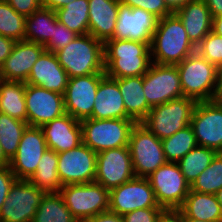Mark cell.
<instances>
[{
  "mask_svg": "<svg viewBox=\"0 0 222 222\" xmlns=\"http://www.w3.org/2000/svg\"><path fill=\"white\" fill-rule=\"evenodd\" d=\"M187 32V36L196 47L212 31V16L203 0H194L175 12Z\"/></svg>",
  "mask_w": 222,
  "mask_h": 222,
  "instance_id": "d4e9b609",
  "label": "cell"
},
{
  "mask_svg": "<svg viewBox=\"0 0 222 222\" xmlns=\"http://www.w3.org/2000/svg\"><path fill=\"white\" fill-rule=\"evenodd\" d=\"M58 21L78 35H86L89 30L88 0H74L56 11Z\"/></svg>",
  "mask_w": 222,
  "mask_h": 222,
  "instance_id": "1f68e13d",
  "label": "cell"
},
{
  "mask_svg": "<svg viewBox=\"0 0 222 222\" xmlns=\"http://www.w3.org/2000/svg\"><path fill=\"white\" fill-rule=\"evenodd\" d=\"M210 10V14L213 17L222 14V0H203Z\"/></svg>",
  "mask_w": 222,
  "mask_h": 222,
  "instance_id": "681fc988",
  "label": "cell"
},
{
  "mask_svg": "<svg viewBox=\"0 0 222 222\" xmlns=\"http://www.w3.org/2000/svg\"><path fill=\"white\" fill-rule=\"evenodd\" d=\"M59 193L65 205L79 222L109 210L110 190L96 182L63 185Z\"/></svg>",
  "mask_w": 222,
  "mask_h": 222,
  "instance_id": "52a82bcc",
  "label": "cell"
},
{
  "mask_svg": "<svg viewBox=\"0 0 222 222\" xmlns=\"http://www.w3.org/2000/svg\"><path fill=\"white\" fill-rule=\"evenodd\" d=\"M32 222H79L58 193H45Z\"/></svg>",
  "mask_w": 222,
  "mask_h": 222,
  "instance_id": "4dcf8cb0",
  "label": "cell"
},
{
  "mask_svg": "<svg viewBox=\"0 0 222 222\" xmlns=\"http://www.w3.org/2000/svg\"><path fill=\"white\" fill-rule=\"evenodd\" d=\"M196 52L180 18L172 13L158 20L152 35L150 53L153 63L177 65Z\"/></svg>",
  "mask_w": 222,
  "mask_h": 222,
  "instance_id": "7a4b0ae2",
  "label": "cell"
},
{
  "mask_svg": "<svg viewBox=\"0 0 222 222\" xmlns=\"http://www.w3.org/2000/svg\"><path fill=\"white\" fill-rule=\"evenodd\" d=\"M87 222H124L123 217L115 212L107 210L92 217Z\"/></svg>",
  "mask_w": 222,
  "mask_h": 222,
  "instance_id": "bcb514c9",
  "label": "cell"
},
{
  "mask_svg": "<svg viewBox=\"0 0 222 222\" xmlns=\"http://www.w3.org/2000/svg\"><path fill=\"white\" fill-rule=\"evenodd\" d=\"M57 169L58 153L47 149L29 181L44 193H58L63 185Z\"/></svg>",
  "mask_w": 222,
  "mask_h": 222,
  "instance_id": "f1b7e54d",
  "label": "cell"
},
{
  "mask_svg": "<svg viewBox=\"0 0 222 222\" xmlns=\"http://www.w3.org/2000/svg\"><path fill=\"white\" fill-rule=\"evenodd\" d=\"M151 64L149 43L115 38L104 43V72L108 77L142 76Z\"/></svg>",
  "mask_w": 222,
  "mask_h": 222,
  "instance_id": "6da1fadb",
  "label": "cell"
},
{
  "mask_svg": "<svg viewBox=\"0 0 222 222\" xmlns=\"http://www.w3.org/2000/svg\"><path fill=\"white\" fill-rule=\"evenodd\" d=\"M114 79L118 83L126 114L136 123H141L151 110L143 91V75Z\"/></svg>",
  "mask_w": 222,
  "mask_h": 222,
  "instance_id": "484cf974",
  "label": "cell"
},
{
  "mask_svg": "<svg viewBox=\"0 0 222 222\" xmlns=\"http://www.w3.org/2000/svg\"><path fill=\"white\" fill-rule=\"evenodd\" d=\"M44 192L29 180H16L0 210V222H32Z\"/></svg>",
  "mask_w": 222,
  "mask_h": 222,
  "instance_id": "8fae6325",
  "label": "cell"
},
{
  "mask_svg": "<svg viewBox=\"0 0 222 222\" xmlns=\"http://www.w3.org/2000/svg\"><path fill=\"white\" fill-rule=\"evenodd\" d=\"M182 222H213V221H205V220H199V219H195V218H189V217H186L182 213Z\"/></svg>",
  "mask_w": 222,
  "mask_h": 222,
  "instance_id": "db71d44e",
  "label": "cell"
},
{
  "mask_svg": "<svg viewBox=\"0 0 222 222\" xmlns=\"http://www.w3.org/2000/svg\"><path fill=\"white\" fill-rule=\"evenodd\" d=\"M176 66L185 97L195 99L197 102L212 100L217 81L216 65L194 52Z\"/></svg>",
  "mask_w": 222,
  "mask_h": 222,
  "instance_id": "277c9868",
  "label": "cell"
},
{
  "mask_svg": "<svg viewBox=\"0 0 222 222\" xmlns=\"http://www.w3.org/2000/svg\"><path fill=\"white\" fill-rule=\"evenodd\" d=\"M135 176L129 146L97 153L95 182L111 190Z\"/></svg>",
  "mask_w": 222,
  "mask_h": 222,
  "instance_id": "9a60e30c",
  "label": "cell"
},
{
  "mask_svg": "<svg viewBox=\"0 0 222 222\" xmlns=\"http://www.w3.org/2000/svg\"><path fill=\"white\" fill-rule=\"evenodd\" d=\"M104 76L105 73H94L69 78L63 94L66 113L79 121L90 118L99 82Z\"/></svg>",
  "mask_w": 222,
  "mask_h": 222,
  "instance_id": "2e32d148",
  "label": "cell"
},
{
  "mask_svg": "<svg viewBox=\"0 0 222 222\" xmlns=\"http://www.w3.org/2000/svg\"><path fill=\"white\" fill-rule=\"evenodd\" d=\"M25 88V82L0 79V112L27 122Z\"/></svg>",
  "mask_w": 222,
  "mask_h": 222,
  "instance_id": "83f0119b",
  "label": "cell"
},
{
  "mask_svg": "<svg viewBox=\"0 0 222 222\" xmlns=\"http://www.w3.org/2000/svg\"><path fill=\"white\" fill-rule=\"evenodd\" d=\"M142 208H162L147 178L134 177L110 190V211L123 216Z\"/></svg>",
  "mask_w": 222,
  "mask_h": 222,
  "instance_id": "5bb4252c",
  "label": "cell"
},
{
  "mask_svg": "<svg viewBox=\"0 0 222 222\" xmlns=\"http://www.w3.org/2000/svg\"><path fill=\"white\" fill-rule=\"evenodd\" d=\"M83 143L96 153L129 145L133 119H93L80 121Z\"/></svg>",
  "mask_w": 222,
  "mask_h": 222,
  "instance_id": "8992f818",
  "label": "cell"
},
{
  "mask_svg": "<svg viewBox=\"0 0 222 222\" xmlns=\"http://www.w3.org/2000/svg\"><path fill=\"white\" fill-rule=\"evenodd\" d=\"M197 101L180 97L152 107L141 122L157 138L163 140L190 125Z\"/></svg>",
  "mask_w": 222,
  "mask_h": 222,
  "instance_id": "5b68a950",
  "label": "cell"
},
{
  "mask_svg": "<svg viewBox=\"0 0 222 222\" xmlns=\"http://www.w3.org/2000/svg\"><path fill=\"white\" fill-rule=\"evenodd\" d=\"M162 141L167 162H178L197 146L195 134L190 125Z\"/></svg>",
  "mask_w": 222,
  "mask_h": 222,
  "instance_id": "e575fe53",
  "label": "cell"
},
{
  "mask_svg": "<svg viewBox=\"0 0 222 222\" xmlns=\"http://www.w3.org/2000/svg\"><path fill=\"white\" fill-rule=\"evenodd\" d=\"M15 40L0 35V68L4 64L6 58L11 54Z\"/></svg>",
  "mask_w": 222,
  "mask_h": 222,
  "instance_id": "f6af8a7d",
  "label": "cell"
},
{
  "mask_svg": "<svg viewBox=\"0 0 222 222\" xmlns=\"http://www.w3.org/2000/svg\"><path fill=\"white\" fill-rule=\"evenodd\" d=\"M44 51L45 47L39 43L16 41L0 68V79L26 82L32 66Z\"/></svg>",
  "mask_w": 222,
  "mask_h": 222,
  "instance_id": "ffe728a7",
  "label": "cell"
},
{
  "mask_svg": "<svg viewBox=\"0 0 222 222\" xmlns=\"http://www.w3.org/2000/svg\"><path fill=\"white\" fill-rule=\"evenodd\" d=\"M156 222H182V212L180 209L163 208Z\"/></svg>",
  "mask_w": 222,
  "mask_h": 222,
  "instance_id": "ee69618b",
  "label": "cell"
},
{
  "mask_svg": "<svg viewBox=\"0 0 222 222\" xmlns=\"http://www.w3.org/2000/svg\"><path fill=\"white\" fill-rule=\"evenodd\" d=\"M217 154L218 152L214 149L197 145L177 162L180 171L190 186L207 169Z\"/></svg>",
  "mask_w": 222,
  "mask_h": 222,
  "instance_id": "d6a6232c",
  "label": "cell"
},
{
  "mask_svg": "<svg viewBox=\"0 0 222 222\" xmlns=\"http://www.w3.org/2000/svg\"><path fill=\"white\" fill-rule=\"evenodd\" d=\"M212 100L222 104V66L217 70L216 88Z\"/></svg>",
  "mask_w": 222,
  "mask_h": 222,
  "instance_id": "c3c4849f",
  "label": "cell"
},
{
  "mask_svg": "<svg viewBox=\"0 0 222 222\" xmlns=\"http://www.w3.org/2000/svg\"><path fill=\"white\" fill-rule=\"evenodd\" d=\"M17 180L9 165L0 166V210L8 197L11 186Z\"/></svg>",
  "mask_w": 222,
  "mask_h": 222,
  "instance_id": "b9f144b4",
  "label": "cell"
},
{
  "mask_svg": "<svg viewBox=\"0 0 222 222\" xmlns=\"http://www.w3.org/2000/svg\"><path fill=\"white\" fill-rule=\"evenodd\" d=\"M18 14L25 17L40 9L41 0H5Z\"/></svg>",
  "mask_w": 222,
  "mask_h": 222,
  "instance_id": "7bdbcfd3",
  "label": "cell"
},
{
  "mask_svg": "<svg viewBox=\"0 0 222 222\" xmlns=\"http://www.w3.org/2000/svg\"><path fill=\"white\" fill-rule=\"evenodd\" d=\"M189 218L221 222L222 210L215 194L198 193L190 189L179 208Z\"/></svg>",
  "mask_w": 222,
  "mask_h": 222,
  "instance_id": "4316f807",
  "label": "cell"
},
{
  "mask_svg": "<svg viewBox=\"0 0 222 222\" xmlns=\"http://www.w3.org/2000/svg\"><path fill=\"white\" fill-rule=\"evenodd\" d=\"M143 91L151 108L183 97L177 66L152 62L143 75Z\"/></svg>",
  "mask_w": 222,
  "mask_h": 222,
  "instance_id": "30bf717a",
  "label": "cell"
},
{
  "mask_svg": "<svg viewBox=\"0 0 222 222\" xmlns=\"http://www.w3.org/2000/svg\"><path fill=\"white\" fill-rule=\"evenodd\" d=\"M26 17L18 14L5 0L0 1V35L24 41Z\"/></svg>",
  "mask_w": 222,
  "mask_h": 222,
  "instance_id": "d590c367",
  "label": "cell"
},
{
  "mask_svg": "<svg viewBox=\"0 0 222 222\" xmlns=\"http://www.w3.org/2000/svg\"><path fill=\"white\" fill-rule=\"evenodd\" d=\"M163 208H142L123 215L124 222H156Z\"/></svg>",
  "mask_w": 222,
  "mask_h": 222,
  "instance_id": "60d3db41",
  "label": "cell"
},
{
  "mask_svg": "<svg viewBox=\"0 0 222 222\" xmlns=\"http://www.w3.org/2000/svg\"><path fill=\"white\" fill-rule=\"evenodd\" d=\"M25 102L28 126L41 127L66 113L63 94L42 87L26 84Z\"/></svg>",
  "mask_w": 222,
  "mask_h": 222,
  "instance_id": "e0dca14e",
  "label": "cell"
},
{
  "mask_svg": "<svg viewBox=\"0 0 222 222\" xmlns=\"http://www.w3.org/2000/svg\"><path fill=\"white\" fill-rule=\"evenodd\" d=\"M128 146L136 177L147 178L167 162L162 141L142 123L131 129Z\"/></svg>",
  "mask_w": 222,
  "mask_h": 222,
  "instance_id": "ba28073f",
  "label": "cell"
},
{
  "mask_svg": "<svg viewBox=\"0 0 222 222\" xmlns=\"http://www.w3.org/2000/svg\"><path fill=\"white\" fill-rule=\"evenodd\" d=\"M40 128L46 140L47 148L57 153L72 150L83 143L81 123L68 113Z\"/></svg>",
  "mask_w": 222,
  "mask_h": 222,
  "instance_id": "44dd1931",
  "label": "cell"
},
{
  "mask_svg": "<svg viewBox=\"0 0 222 222\" xmlns=\"http://www.w3.org/2000/svg\"><path fill=\"white\" fill-rule=\"evenodd\" d=\"M158 20L152 13L143 9L130 8L120 4L114 38L151 44Z\"/></svg>",
  "mask_w": 222,
  "mask_h": 222,
  "instance_id": "d6986e66",
  "label": "cell"
},
{
  "mask_svg": "<svg viewBox=\"0 0 222 222\" xmlns=\"http://www.w3.org/2000/svg\"><path fill=\"white\" fill-rule=\"evenodd\" d=\"M190 126L198 146L222 153V104L213 100L197 102Z\"/></svg>",
  "mask_w": 222,
  "mask_h": 222,
  "instance_id": "4fadbf2b",
  "label": "cell"
},
{
  "mask_svg": "<svg viewBox=\"0 0 222 222\" xmlns=\"http://www.w3.org/2000/svg\"><path fill=\"white\" fill-rule=\"evenodd\" d=\"M47 149L42 129L27 126L22 134L17 153L9 165L15 177L18 180H30Z\"/></svg>",
  "mask_w": 222,
  "mask_h": 222,
  "instance_id": "ac0fdd59",
  "label": "cell"
},
{
  "mask_svg": "<svg viewBox=\"0 0 222 222\" xmlns=\"http://www.w3.org/2000/svg\"><path fill=\"white\" fill-rule=\"evenodd\" d=\"M222 189V153H218L210 165L192 183L191 190L198 193L216 194Z\"/></svg>",
  "mask_w": 222,
  "mask_h": 222,
  "instance_id": "8d00e7d4",
  "label": "cell"
},
{
  "mask_svg": "<svg viewBox=\"0 0 222 222\" xmlns=\"http://www.w3.org/2000/svg\"><path fill=\"white\" fill-rule=\"evenodd\" d=\"M78 36L77 33L61 24L58 19L53 22L52 39L44 46L46 51L56 52L64 48Z\"/></svg>",
  "mask_w": 222,
  "mask_h": 222,
  "instance_id": "f35d334b",
  "label": "cell"
},
{
  "mask_svg": "<svg viewBox=\"0 0 222 222\" xmlns=\"http://www.w3.org/2000/svg\"><path fill=\"white\" fill-rule=\"evenodd\" d=\"M97 153L84 143L58 153V175L62 185L95 182Z\"/></svg>",
  "mask_w": 222,
  "mask_h": 222,
  "instance_id": "7c38bea8",
  "label": "cell"
},
{
  "mask_svg": "<svg viewBox=\"0 0 222 222\" xmlns=\"http://www.w3.org/2000/svg\"><path fill=\"white\" fill-rule=\"evenodd\" d=\"M212 32L222 37V14L212 18Z\"/></svg>",
  "mask_w": 222,
  "mask_h": 222,
  "instance_id": "816d5d0a",
  "label": "cell"
},
{
  "mask_svg": "<svg viewBox=\"0 0 222 222\" xmlns=\"http://www.w3.org/2000/svg\"><path fill=\"white\" fill-rule=\"evenodd\" d=\"M56 11L41 7L25 19L24 40L45 46L52 39Z\"/></svg>",
  "mask_w": 222,
  "mask_h": 222,
  "instance_id": "f546056e",
  "label": "cell"
},
{
  "mask_svg": "<svg viewBox=\"0 0 222 222\" xmlns=\"http://www.w3.org/2000/svg\"><path fill=\"white\" fill-rule=\"evenodd\" d=\"M10 165V161L5 157L2 146L0 144V166Z\"/></svg>",
  "mask_w": 222,
  "mask_h": 222,
  "instance_id": "f5cc1de1",
  "label": "cell"
},
{
  "mask_svg": "<svg viewBox=\"0 0 222 222\" xmlns=\"http://www.w3.org/2000/svg\"><path fill=\"white\" fill-rule=\"evenodd\" d=\"M119 2L130 8H140L150 12L158 19L172 14L164 0H119Z\"/></svg>",
  "mask_w": 222,
  "mask_h": 222,
  "instance_id": "ab89813d",
  "label": "cell"
},
{
  "mask_svg": "<svg viewBox=\"0 0 222 222\" xmlns=\"http://www.w3.org/2000/svg\"><path fill=\"white\" fill-rule=\"evenodd\" d=\"M217 200L221 206V210H222V189H220L216 194Z\"/></svg>",
  "mask_w": 222,
  "mask_h": 222,
  "instance_id": "11a10c76",
  "label": "cell"
},
{
  "mask_svg": "<svg viewBox=\"0 0 222 222\" xmlns=\"http://www.w3.org/2000/svg\"><path fill=\"white\" fill-rule=\"evenodd\" d=\"M89 30L88 34L105 43L114 38L119 11V0H88Z\"/></svg>",
  "mask_w": 222,
  "mask_h": 222,
  "instance_id": "cb8c5ba5",
  "label": "cell"
},
{
  "mask_svg": "<svg viewBox=\"0 0 222 222\" xmlns=\"http://www.w3.org/2000/svg\"><path fill=\"white\" fill-rule=\"evenodd\" d=\"M90 118L131 119L125 112L124 101L114 78L105 75L100 80Z\"/></svg>",
  "mask_w": 222,
  "mask_h": 222,
  "instance_id": "603a6c76",
  "label": "cell"
},
{
  "mask_svg": "<svg viewBox=\"0 0 222 222\" xmlns=\"http://www.w3.org/2000/svg\"><path fill=\"white\" fill-rule=\"evenodd\" d=\"M196 52L217 67L222 66V37L209 32L196 46Z\"/></svg>",
  "mask_w": 222,
  "mask_h": 222,
  "instance_id": "74e56055",
  "label": "cell"
},
{
  "mask_svg": "<svg viewBox=\"0 0 222 222\" xmlns=\"http://www.w3.org/2000/svg\"><path fill=\"white\" fill-rule=\"evenodd\" d=\"M74 0H41V6L46 9L57 11Z\"/></svg>",
  "mask_w": 222,
  "mask_h": 222,
  "instance_id": "7dc6e473",
  "label": "cell"
},
{
  "mask_svg": "<svg viewBox=\"0 0 222 222\" xmlns=\"http://www.w3.org/2000/svg\"><path fill=\"white\" fill-rule=\"evenodd\" d=\"M192 1L194 0H164L165 5L172 13H175L183 6H186L189 2Z\"/></svg>",
  "mask_w": 222,
  "mask_h": 222,
  "instance_id": "f907efd6",
  "label": "cell"
},
{
  "mask_svg": "<svg viewBox=\"0 0 222 222\" xmlns=\"http://www.w3.org/2000/svg\"><path fill=\"white\" fill-rule=\"evenodd\" d=\"M68 79L69 77L60 65L56 54L45 50L32 66L25 84L64 94Z\"/></svg>",
  "mask_w": 222,
  "mask_h": 222,
  "instance_id": "7402d4cb",
  "label": "cell"
},
{
  "mask_svg": "<svg viewBox=\"0 0 222 222\" xmlns=\"http://www.w3.org/2000/svg\"><path fill=\"white\" fill-rule=\"evenodd\" d=\"M147 179L162 208L179 209L191 189L176 162H166Z\"/></svg>",
  "mask_w": 222,
  "mask_h": 222,
  "instance_id": "9c48e42d",
  "label": "cell"
},
{
  "mask_svg": "<svg viewBox=\"0 0 222 222\" xmlns=\"http://www.w3.org/2000/svg\"><path fill=\"white\" fill-rule=\"evenodd\" d=\"M27 126V122L0 112V144L9 161L16 155L22 134Z\"/></svg>",
  "mask_w": 222,
  "mask_h": 222,
  "instance_id": "836d02e7",
  "label": "cell"
},
{
  "mask_svg": "<svg viewBox=\"0 0 222 222\" xmlns=\"http://www.w3.org/2000/svg\"><path fill=\"white\" fill-rule=\"evenodd\" d=\"M69 78L104 72V43L90 34L78 35L55 52Z\"/></svg>",
  "mask_w": 222,
  "mask_h": 222,
  "instance_id": "3957f363",
  "label": "cell"
}]
</instances>
